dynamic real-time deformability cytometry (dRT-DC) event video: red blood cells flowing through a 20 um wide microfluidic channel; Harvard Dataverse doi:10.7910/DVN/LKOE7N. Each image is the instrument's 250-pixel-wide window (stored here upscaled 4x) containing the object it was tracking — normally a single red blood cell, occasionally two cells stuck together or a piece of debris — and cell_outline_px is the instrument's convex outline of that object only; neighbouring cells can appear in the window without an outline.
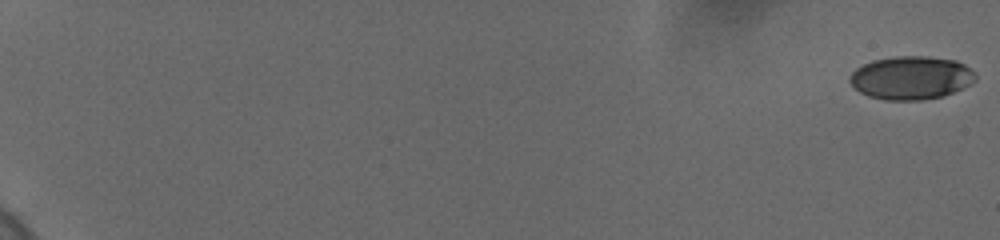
{"species": "human", "species_latin": "Homo sapiens", "temperature_condition": "cold", "stored_images_in_passage": 60, "camera_frame_rate_fps": 3000, "um_per_image_px": 0.085, "donor": {"sex": "female"}, "frame": {"image": 1, "passage_image": 1, "time_ms": 0.0, "image_size_px": [1000, 240], "cell_outline_px": [[976, 80], [952, 92], [940, 96], [920, 100], [884, 100], [868, 96], [860, 92], [848, 80], [848, 76], [856, 68], [872, 60], [896, 56], [928, 56], [956, 60], [964, 64], [976, 76]], "centroid_in_image_um": [77.39, 6.6], "position_along_channel_um": 7.6, "area_um2": 31.5}}
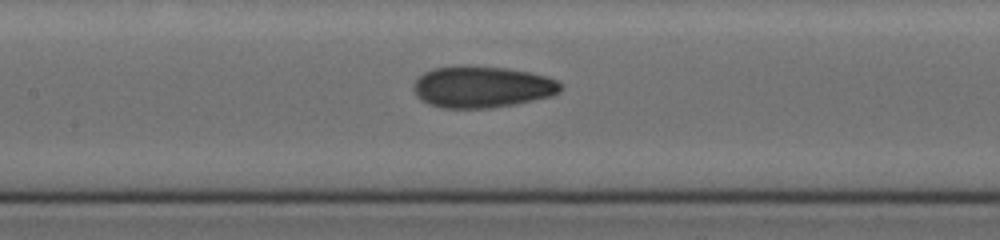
{"frame": {"image": 2, "passage_image": 33, "time_ms": 10.667, "image_size_px": [1000, 240], "cell_outline_px": [[564, 84], [560, 92], [552, 96], [516, 104], [488, 108], [440, 108], [428, 104], [416, 96], [412, 88], [416, 80], [424, 72], [432, 68], [504, 68], [528, 72], [544, 76], [556, 80]], "centroid_in_image_um": [40.99, 7.43], "position_along_channel_um": 166.4, "area_um2": 34.97}}
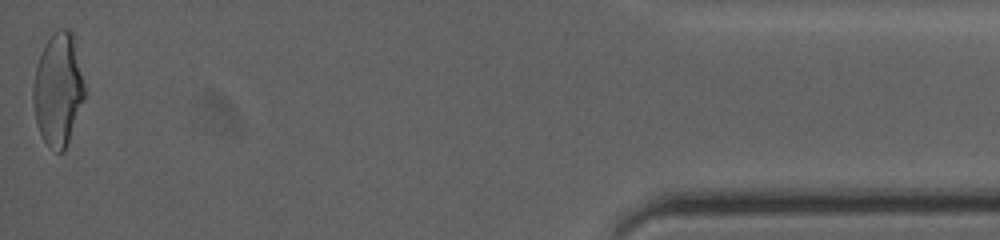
{"frame": {"image": 3, "passage_image": 60, "time_ms": 19.667, "image_size_px": [1000, 240], "cell_outline_px": [[84, 96], [68, 144], [64, 152], [56, 152], [44, 140], [40, 132], [36, 120], [32, 100], [32, 88], [36, 68], [44, 44], [60, 28], [68, 28], [72, 32], [84, 84]], "centroid_in_image_um": [4.92, 7.63], "position_along_channel_um": 430.3, "area_um2": 33.18}, "authors_computed_cell_mechanics": {"area_um2": 33.4951, "velocity_mm_per_s": 3.6895, "shape_relaxation_time_tau1_ms": 5.5181, "shape_relaxation_time_tau2_ms": 1.3866, "deformation_change_tau1": 0.1683, "deformation_change_tau2": 0.0716}}